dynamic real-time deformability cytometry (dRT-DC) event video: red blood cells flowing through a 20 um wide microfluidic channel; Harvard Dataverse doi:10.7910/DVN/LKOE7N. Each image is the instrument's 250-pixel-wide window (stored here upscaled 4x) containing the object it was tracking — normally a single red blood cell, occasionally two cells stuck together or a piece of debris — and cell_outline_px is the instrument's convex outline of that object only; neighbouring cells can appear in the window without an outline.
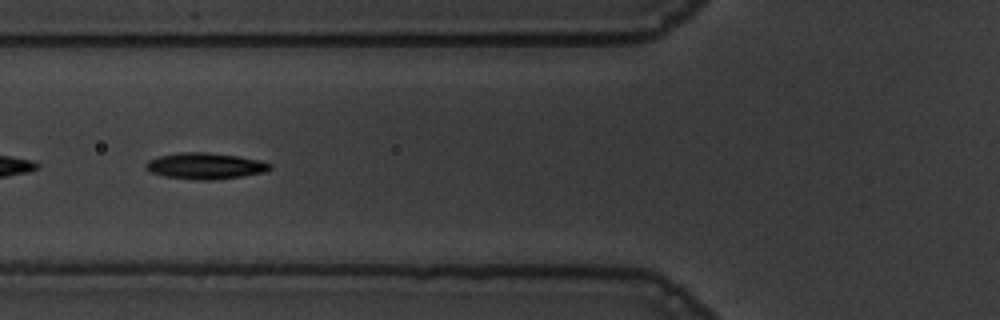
{"species": "common noctule bat (a hibernating species)", "species_latin": "Nyctalus noctula", "temperature_condition": "warm", "stored_images_in_passage": 38, "camera_frame_rate_fps": 3000, "um_per_image_px": 0.085, "animal": {"sex": "male", "body_mass_g": 19.5, "forearm_length_mm": 54.6}, "frame": {"image": 1, "passage_image": 6, "time_ms": 1.667, "image_size_px": [1000, 320], "cell_outline_px": [[272, 168], [264, 172], [240, 176], [212, 180], [200, 180], [164, 176], [152, 172], [144, 168], [144, 164], [148, 160], [156, 156], [180, 152], [208, 152], [236, 156], [260, 160], [272, 164]], "centroid_in_image_um": [17.4, 14.09], "position_along_channel_um": 108.4, "area_um2": 18.96}, "authors_computed_cell_mechanics": {"area_um2": 17.6868, "velocity_mm_per_s": 3.6388, "shape_relaxation_time_tau1_ms": 3.8148, "shape_relaxation_time_tau2_ms": 5.3793, "deformation_change_tau1": 0.1554, "deformation_change_tau2": 0.1222}}